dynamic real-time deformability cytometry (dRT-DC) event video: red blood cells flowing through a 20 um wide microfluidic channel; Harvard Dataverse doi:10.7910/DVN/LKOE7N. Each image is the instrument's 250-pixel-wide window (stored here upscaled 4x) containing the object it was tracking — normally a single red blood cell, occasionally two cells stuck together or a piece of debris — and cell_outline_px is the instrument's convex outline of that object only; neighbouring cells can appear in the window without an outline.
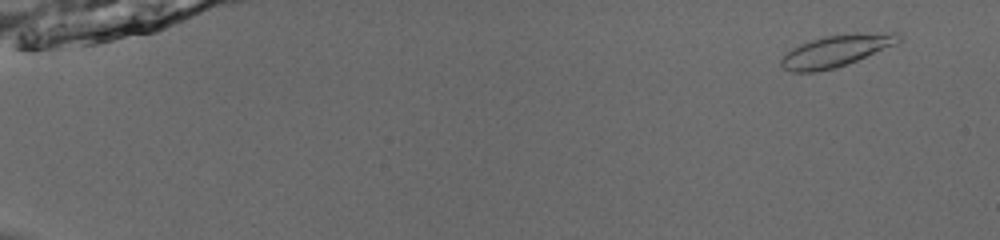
{"species": "common noctule bat (a hibernating species)", "species_latin": "Nyctalus noctula", "temperature_condition": "room temperature", "stored_images_in_passage": 55, "camera_frame_rate_fps": 3000, "um_per_image_px": 0.085, "animal": {"sex": "male", "body_mass_g": 13.0, "forearm_length_mm": 53.1}, "frame": {"image": 1, "passage_image": 5, "time_ms": 1.333, "image_size_px": [1000, 240], "cell_outline_px": [[904, 36], [896, 44], [836, 68], [816, 72], [792, 72], [784, 68], [780, 64], [780, 60], [792, 48], [800, 44], [824, 36], [856, 32], [896, 32]], "centroid_in_image_um": [71.1, 4.3], "position_along_channel_um": 13.9, "area_um2": 21.79}}
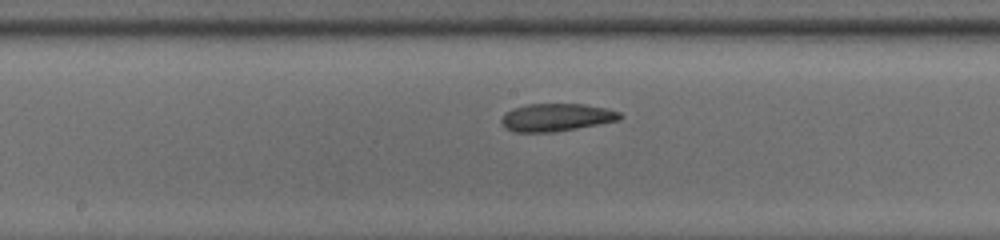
{"frame": {"image": 2, "passage_image": 32, "time_ms": 10.333, "image_size_px": [1000, 240], "cell_outline_px": [[624, 116], [620, 120], [556, 132], [512, 132], [504, 128], [500, 120], [504, 112], [512, 108], [528, 104], [584, 104], [608, 108], [620, 112]], "centroid_in_image_um": [47.27, 9.98], "position_along_channel_um": 200.9, "area_um2": 19.48}}
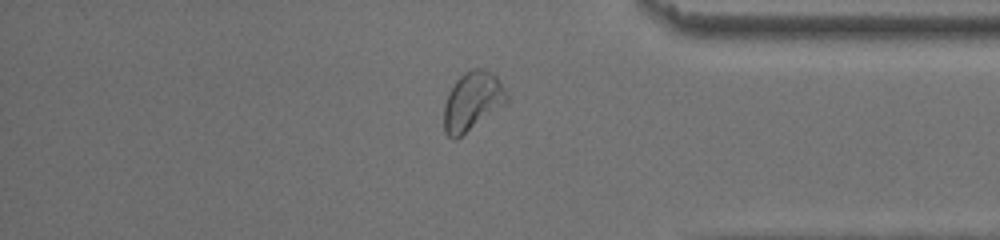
{"frame": {"image": 3, "passage_image": 48, "time_ms": 15.667, "image_size_px": [1000, 240], "cell_outline_px": [[508, 104], [456, 140], [452, 140], [444, 132], [444, 104], [448, 92], [456, 80], [464, 72], [472, 68], [484, 68], [492, 72], [496, 76], [508, 92]], "centroid_in_image_um": [40.18, 8.62], "position_along_channel_um": 395.0, "area_um2": 22.14}, "authors_computed_cell_mechanics": {"area_um2": 20.3456, "velocity_mm_per_s": 3.8346, "shape_relaxation_time_tau1_ms": 4.8896, "shape_relaxation_time_tau2_ms": 3.8535, "deformation_change_tau1": 0.1121, "deformation_change_tau2": 0.117}}